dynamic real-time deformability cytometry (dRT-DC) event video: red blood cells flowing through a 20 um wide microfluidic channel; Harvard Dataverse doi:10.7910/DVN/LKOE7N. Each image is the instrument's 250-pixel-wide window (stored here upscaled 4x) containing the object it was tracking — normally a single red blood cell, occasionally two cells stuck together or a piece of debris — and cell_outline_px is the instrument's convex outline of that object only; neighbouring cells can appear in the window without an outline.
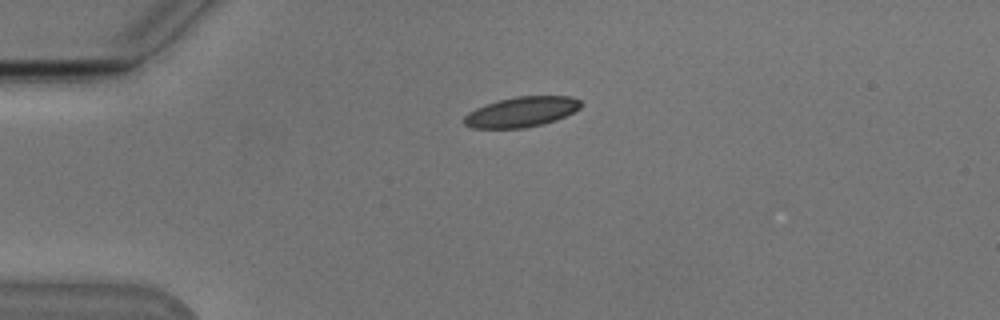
{"species": "Egyptian fruit bat (a non-hibernating species)", "species_latin": "Rousettus aegyptiacus", "temperature_condition": "cold", "stored_images_in_passage": 35, "camera_frame_rate_fps": 3000, "um_per_image_px": 0.085, "animal": {"sex": "male"}, "frame": {"image": 1, "passage_image": 1, "time_ms": 0.0, "image_size_px": [1000, 320], "cell_outline_px": [[584, 104], [580, 108], [556, 120], [524, 128], [472, 128], [464, 124], [464, 116], [468, 112], [476, 108], [500, 100], [516, 96], [572, 96], [580, 100]], "centroid_in_image_um": [44.34, 9.5], "position_along_channel_um": 40.7, "area_um2": 20.4}}
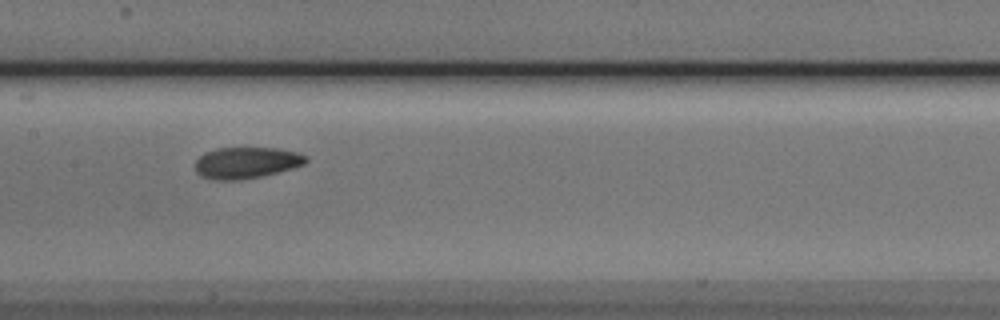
{"frame": {"image": 2, "passage_image": 15, "time_ms": 4.667, "image_size_px": [1000, 320], "cell_outline_px": [[308, 160], [304, 164], [292, 168], [260, 176], [236, 180], [216, 180], [200, 176], [196, 172], [196, 160], [204, 152], [216, 148], [280, 148], [296, 152], [308, 156]], "centroid_in_image_um": [20.93, 13.82], "position_along_channel_um": 186.5, "area_um2": 20.17}}
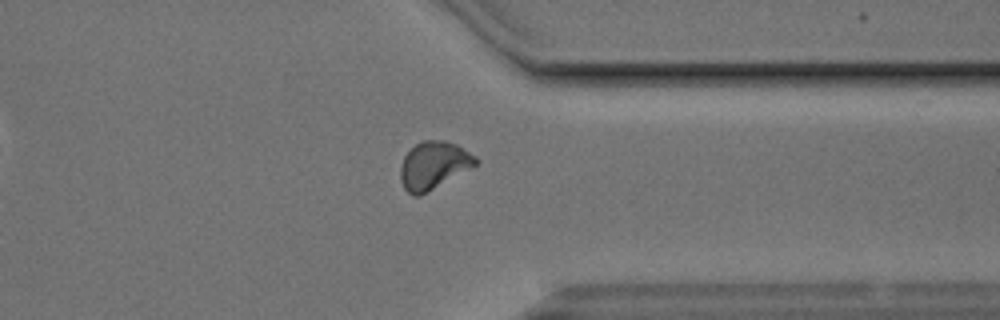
{"frame": {"image": 3, "passage_image": 30, "time_ms": 9.667, "image_size_px": [1000, 320], "cell_outline_px": [[480, 160], [476, 164], [420, 196], [412, 196], [404, 188], [400, 180], [400, 168], [404, 156], [420, 140], [444, 140], [456, 144], [476, 156]], "centroid_in_image_um": [36.83, 14.04], "position_along_channel_um": 374.6, "area_um2": 20.63}, "authors_computed_cell_mechanics": {"area_um2": 20.1144, "velocity_mm_per_s": 3.8123, "shape_relaxation_time_tau1_ms": 9.717, "shape_relaxation_time_tau2_ms": 1.8562, "deformation_change_tau1": 0.1852, "deformation_change_tau2": 0.071}}